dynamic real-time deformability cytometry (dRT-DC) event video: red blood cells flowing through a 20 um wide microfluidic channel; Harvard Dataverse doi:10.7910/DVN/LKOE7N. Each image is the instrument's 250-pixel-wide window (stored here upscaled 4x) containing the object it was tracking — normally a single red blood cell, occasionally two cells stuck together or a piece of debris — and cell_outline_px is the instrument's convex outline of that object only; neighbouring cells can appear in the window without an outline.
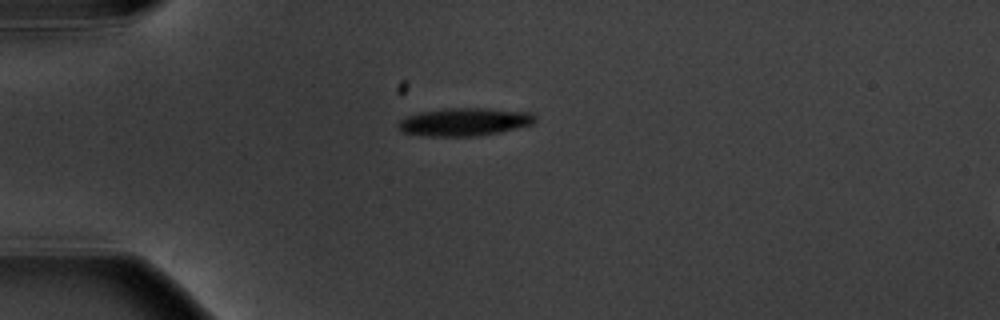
{"species": "common noctule bat (a hibernating species)", "species_latin": "Nyctalus noctula", "temperature_condition": "warm", "stored_images_in_passage": 3, "camera_frame_rate_fps": 3000, "um_per_image_px": 0.085, "animal": {"sex": "male", "body_mass_g": 20.1, "forearm_length_mm": 53.5}, "frame": {"image": 1, "passage_image": 1, "time_ms": 0.0, "image_size_px": [1000, 320], "cell_outline_px": [[536, 120], [532, 124], [500, 132], [476, 136], [428, 136], [404, 132], [396, 124], [400, 120], [408, 116], [420, 112], [444, 108], [484, 108], [532, 112], [536, 116]], "centroid_in_image_um": [39.51, 10.35], "position_along_channel_um": 45.5, "area_um2": 22.2}}